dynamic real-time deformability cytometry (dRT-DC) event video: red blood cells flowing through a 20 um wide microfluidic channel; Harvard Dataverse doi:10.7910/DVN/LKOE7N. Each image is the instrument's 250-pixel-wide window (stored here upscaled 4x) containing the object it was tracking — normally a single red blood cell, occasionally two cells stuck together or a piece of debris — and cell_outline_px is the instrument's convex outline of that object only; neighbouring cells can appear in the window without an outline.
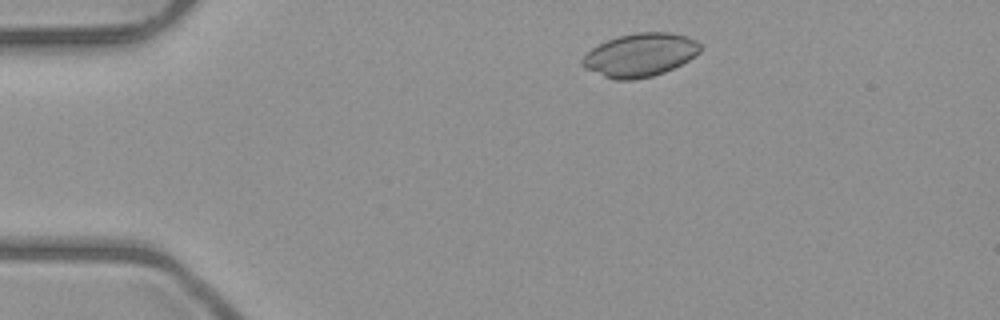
{"species": "common noctule bat (a hibernating species)", "species_latin": "Nyctalus noctula", "temperature_condition": "room temperature", "stored_images_in_passage": 3, "camera_frame_rate_fps": 3000, "um_per_image_px": 0.085, "animal": {"sex": "male", "body_mass_g": 23.1, "forearm_length_mm": 52.7}, "frame": {"image": 1, "passage_image": 1, "time_ms": 0.0, "image_size_px": [1000, 320], "cell_outline_px": [[704, 48], [696, 56], [664, 72], [652, 76], [632, 80], [616, 80], [604, 76], [584, 68], [580, 64], [580, 60], [592, 48], [616, 36], [636, 32], [672, 32], [696, 40]], "centroid_in_image_um": [54.41, 4.66], "position_along_channel_um": 30.6, "area_um2": 29.82}}